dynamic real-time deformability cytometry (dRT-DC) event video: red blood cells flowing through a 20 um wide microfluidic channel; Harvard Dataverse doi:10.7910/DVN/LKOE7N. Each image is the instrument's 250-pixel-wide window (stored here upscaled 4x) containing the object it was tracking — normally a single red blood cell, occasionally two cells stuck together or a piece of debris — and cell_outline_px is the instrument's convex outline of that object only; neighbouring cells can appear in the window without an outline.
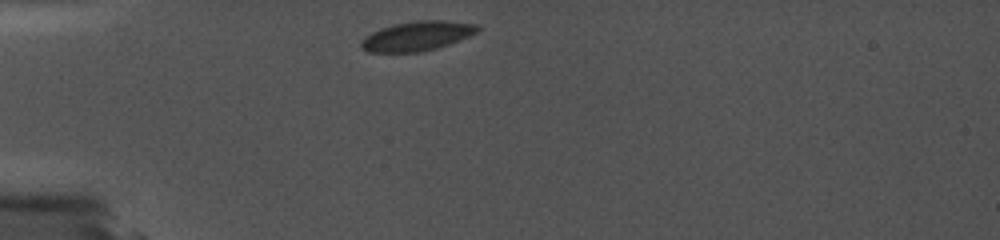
{"species": "common noctule bat (a hibernating species)", "species_latin": "Nyctalus noctula", "temperature_condition": "cold", "stored_images_in_passage": 5, "camera_frame_rate_fps": 5000, "um_per_image_px": 0.085, "animal": {"sex": "female", "body_mass_g": 19.0, "forearm_length_mm": 56.7}, "frame": {"image": 1, "passage_image": 1, "time_ms": 0.0, "image_size_px": [1000, 240], "cell_outline_px": [[484, 28], [468, 36], [448, 44], [436, 48], [420, 52], [368, 52], [360, 48], [360, 40], [364, 36], [380, 28], [396, 24], [420, 20], [448, 20], [480, 24]], "centroid_in_image_um": [35.46, 3.05], "position_along_channel_um": 49.5, "area_um2": 20.17}}
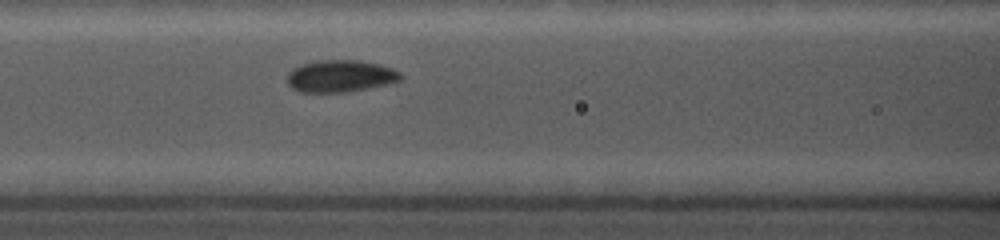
{"frame": {"image": 2, "passage_image": 4, "time_ms": 3.0, "image_size_px": [1000, 240], "cell_outline_px": [[404, 76], [400, 80], [388, 84], [348, 92], [300, 92], [292, 88], [288, 84], [288, 72], [292, 68], [300, 64], [316, 60], [360, 60], [392, 68], [400, 72]], "centroid_in_image_um": [28.92, 6.46], "position_along_channel_um": 137.7, "area_um2": 21.33}}
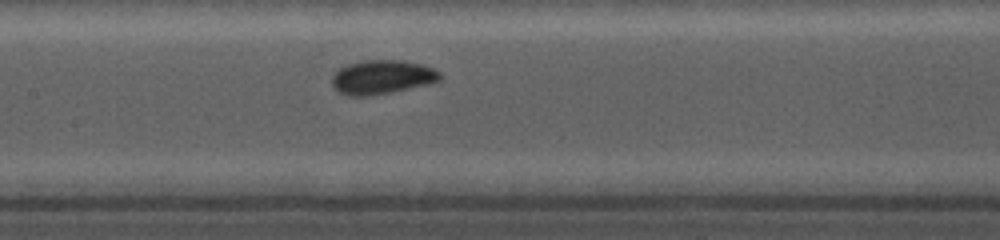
{"frame": {"image": 3, "passage_image": 5, "time_ms": 4.0, "image_size_px": [1000, 240], "cell_outline_px": [[444, 76], [440, 80], [432, 84], [372, 96], [348, 96], [332, 88], [332, 76], [340, 68], [348, 64], [364, 60], [404, 60], [420, 64], [432, 68], [440, 72]], "centroid_in_image_um": [32.5, 6.57], "position_along_channel_um": 174.9, "area_um2": 21.73}}